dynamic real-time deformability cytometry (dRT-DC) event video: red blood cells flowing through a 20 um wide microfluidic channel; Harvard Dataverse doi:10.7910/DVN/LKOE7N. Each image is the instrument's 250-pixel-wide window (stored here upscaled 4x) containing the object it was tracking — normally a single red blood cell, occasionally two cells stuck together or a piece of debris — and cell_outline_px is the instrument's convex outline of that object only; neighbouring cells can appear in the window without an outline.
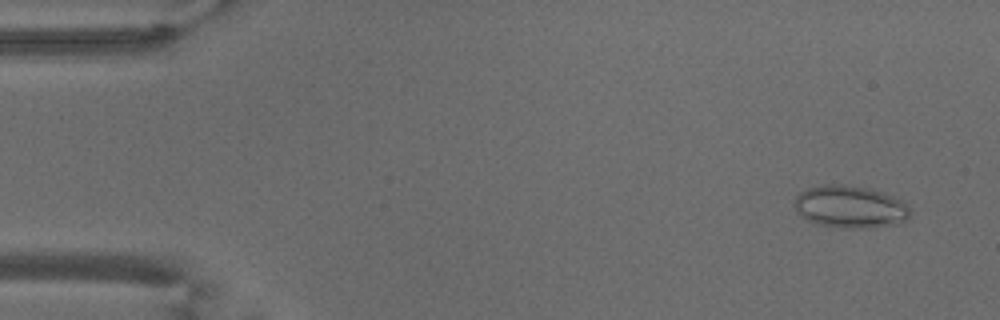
{"species": "common noctule bat (a hibernating species)", "species_latin": "Nyctalus noctula", "temperature_condition": "warm", "stored_images_in_passage": 53, "camera_frame_rate_fps": 3000, "um_per_image_px": 0.085, "animal": {"sex": "male", "body_mass_g": 18.8}, "frame": {"image": 1, "passage_image": 3, "time_ms": 0.667, "image_size_px": [1000, 320], "cell_outline_px": [[912, 212], [900, 224], [872, 228], [844, 228], [816, 224], [800, 216], [796, 212], [792, 204], [796, 196], [800, 192], [808, 188], [824, 184], [844, 184], [868, 188], [892, 196], [900, 200]], "centroid_in_image_um": [72.21, 17.59], "position_along_channel_um": 12.8, "area_um2": 28.78}}
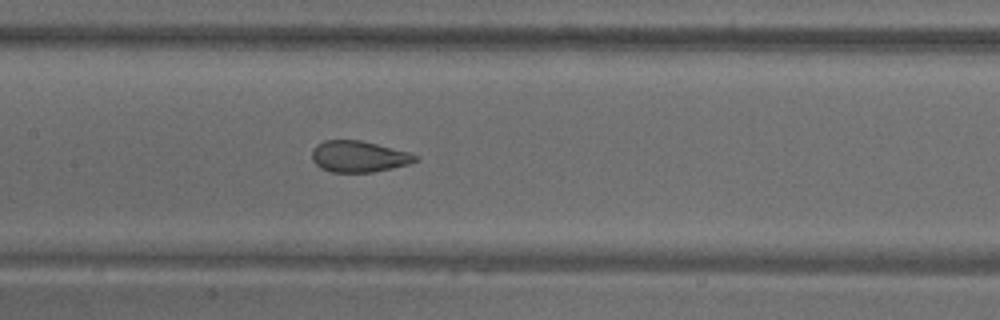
{"frame": {"image": 2, "passage_image": 25, "time_ms": 8.0, "image_size_px": [1000, 320], "cell_outline_px": [[420, 160], [408, 164], [392, 168], [372, 172], [332, 172], [320, 168], [312, 160], [312, 148], [316, 144], [324, 140], [360, 140], [408, 152], [420, 156]], "centroid_in_image_um": [30.48, 13.3], "position_along_channel_um": 176.9, "area_um2": 18.9}}
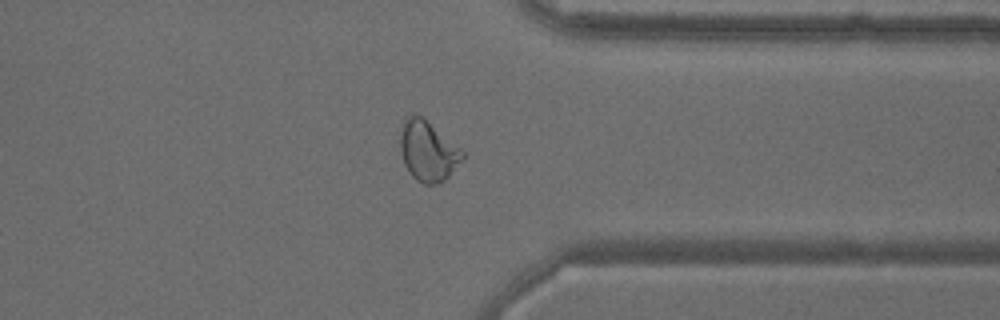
{"frame": {"image": 3, "passage_image": 41, "time_ms": 13.333, "image_size_px": [1000, 320], "cell_outline_px": [[464, 156], [448, 176], [444, 180], [436, 184], [424, 184], [416, 180], [412, 176], [404, 164], [400, 152], [400, 136], [404, 124], [408, 116], [420, 116], [460, 148], [464, 152]], "centroid_in_image_um": [36.35, 12.88], "position_along_channel_um": 375.0, "area_um2": 21.1}, "authors_computed_cell_mechanics": {"area_um2": 22.4842, "velocity_mm_per_s": 3.7968, "shape_relaxation_time_tau1_ms": null, "shape_relaxation_time_tau2_ms": 0.786, "deformation_change_tau1": null, "deformation_change_tau2": 0.066}}